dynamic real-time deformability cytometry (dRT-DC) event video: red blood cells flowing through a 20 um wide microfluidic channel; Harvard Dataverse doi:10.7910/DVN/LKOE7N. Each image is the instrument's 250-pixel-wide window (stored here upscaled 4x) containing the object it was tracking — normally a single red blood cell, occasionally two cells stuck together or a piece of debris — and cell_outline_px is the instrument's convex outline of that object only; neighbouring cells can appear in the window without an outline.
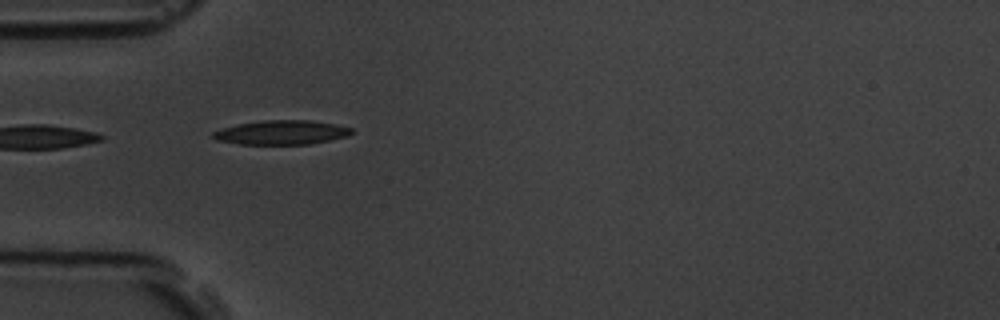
{"species": "common noctule bat (a hibernating species)", "species_latin": "Nyctalus noctula", "temperature_condition": "room temperature", "stored_images_in_passage": 11, "camera_frame_rate_fps": 3000, "um_per_image_px": 0.085, "animal": {"sex": "male", "body_mass_g": 19.5, "forearm_length_mm": 54.6}, "frame": {"image": 1, "passage_image": 5, "time_ms": 5.333, "image_size_px": [1000, 320], "cell_outline_px": [[352, 132], [348, 136], [308, 144], [240, 144], [216, 140], [212, 136], [212, 132], [224, 128], [240, 124], [264, 120], [312, 120], [336, 124], [352, 128]], "centroid_in_image_um": [23.95, 11.25], "position_along_channel_um": 61.1, "area_um2": 19.36}}
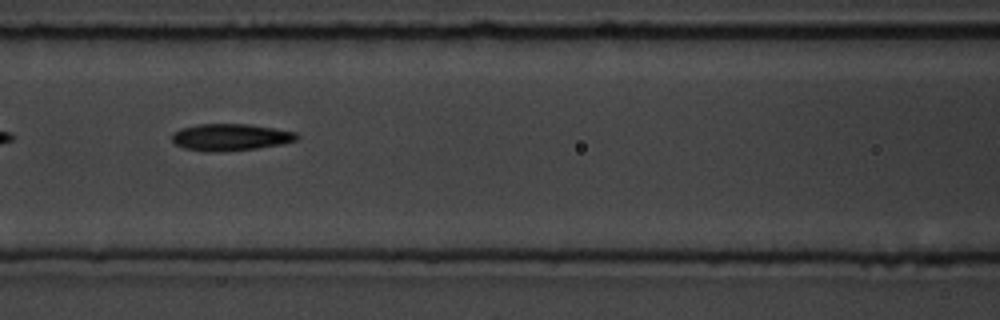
{"frame": {"image": 2, "passage_image": 7, "time_ms": 7.667, "image_size_px": [1000, 320], "cell_outline_px": [[300, 136], [296, 140], [280, 144], [256, 148], [212, 152], [204, 152], [184, 148], [176, 144], [172, 140], [172, 132], [180, 128], [196, 124], [248, 124], [296, 132]], "centroid_in_image_um": [19.54, 11.65], "position_along_channel_um": 147.1, "area_um2": 19.48}}
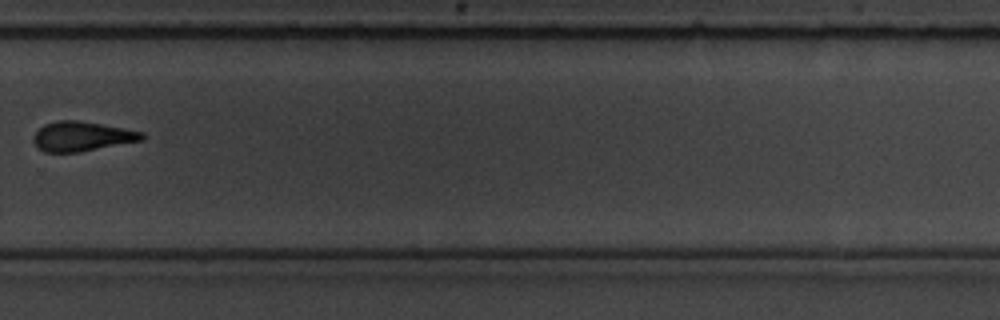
{"frame": {"image": 3, "passage_image": 11, "time_ms": 12.333, "image_size_px": [1000, 320], "cell_outline_px": [[144, 140], [76, 152], [44, 152], [36, 148], [32, 140], [32, 136], [44, 124], [56, 120], [80, 120], [124, 128], [144, 132]], "centroid_in_image_um": [6.92, 11.58], "position_along_channel_um": 322.9, "area_um2": 18.84}}